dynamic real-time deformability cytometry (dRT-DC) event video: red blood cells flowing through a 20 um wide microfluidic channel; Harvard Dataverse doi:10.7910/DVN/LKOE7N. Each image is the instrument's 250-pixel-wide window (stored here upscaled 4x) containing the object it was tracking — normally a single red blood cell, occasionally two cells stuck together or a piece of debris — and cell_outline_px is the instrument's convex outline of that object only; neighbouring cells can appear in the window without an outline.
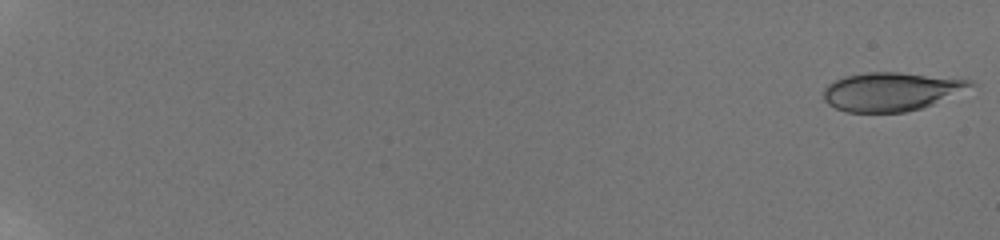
{"species": "human", "species_latin": "Homo sapiens", "temperature_condition": "room temperature", "stored_images_in_passage": 58, "camera_frame_rate_fps": 3000, "um_per_image_px": 0.085, "donor": {"sex": "male"}, "frame": {"image": 1, "passage_image": 1, "time_ms": 0.0, "image_size_px": [1000, 240], "cell_outline_px": [[976, 84], [932, 104], [920, 108], [904, 112], [844, 112], [828, 104], [824, 100], [824, 88], [828, 84], [844, 76], [868, 72], [900, 72], [972, 80]], "centroid_in_image_um": [75.69, 7.78], "position_along_channel_um": 9.3, "area_um2": 32.66}}
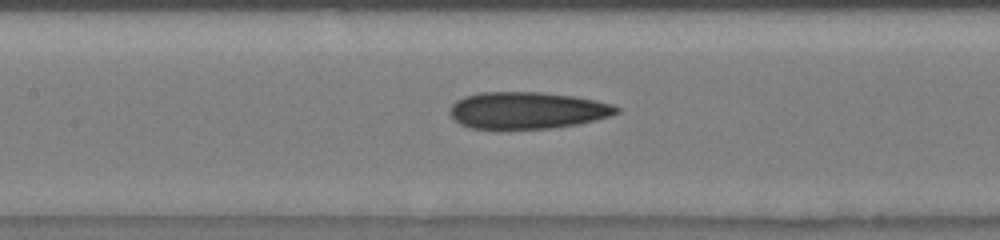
{"frame": {"image": 2, "passage_image": 32, "time_ms": 10.333, "image_size_px": [1000, 240], "cell_outline_px": [[620, 112], [612, 116], [596, 120], [576, 124], [552, 128], [500, 132], [472, 128], [460, 124], [448, 112], [448, 108], [456, 100], [464, 96], [480, 92], [540, 92], [576, 96], [596, 100], [612, 104], [620, 108]], "centroid_in_image_um": [44.78, 9.42], "position_along_channel_um": 162.6, "area_um2": 37.05}}
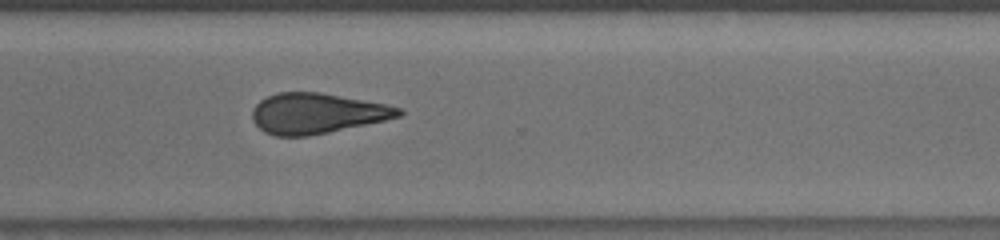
{"frame": {"image": 3, "passage_image": 46, "time_ms": 15.0, "image_size_px": [1000, 240], "cell_outline_px": [[404, 112], [400, 116], [384, 120], [328, 132], [308, 136], [276, 136], [264, 132], [252, 120], [252, 108], [260, 100], [276, 92], [320, 92], [384, 104], [404, 108]], "centroid_in_image_um": [26.9, 9.63], "position_along_channel_um": 343.7, "area_um2": 34.28}, "authors_computed_cell_mechanics": {"area_um2": 34.3332, "velocity_mm_per_s": 3.8935, "shape_relaxation_time_tau1_ms": 7.649, "shape_relaxation_time_tau2_ms": 4.2755, "deformation_change_tau1": 0.1474, "deformation_change_tau2": 0.1195}}